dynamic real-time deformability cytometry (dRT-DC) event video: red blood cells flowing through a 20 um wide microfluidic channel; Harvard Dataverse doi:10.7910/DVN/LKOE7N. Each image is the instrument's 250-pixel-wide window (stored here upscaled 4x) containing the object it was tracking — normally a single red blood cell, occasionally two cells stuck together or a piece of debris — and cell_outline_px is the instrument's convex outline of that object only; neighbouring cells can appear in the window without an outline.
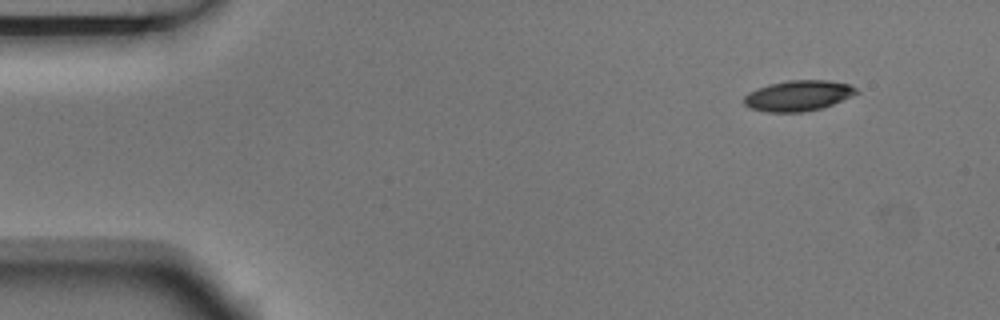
{"species": "Egyptian fruit bat (a non-hibernating species)", "species_latin": "Rousettus aegyptiacus", "temperature_condition": "room temperature", "stored_images_in_passage": 5, "segment_of_instrument_passage": [2, 2], "camera_frame_rate_fps": 3000, "um_per_image_px": 0.085, "animal": {"sex": "male"}, "frame": {"image": 1, "passage_image": 5, "time_ms": 1.333, "image_size_px": [1000, 320], "cell_outline_px": [[860, 92], [852, 96], [832, 104], [820, 108], [800, 112], [768, 112], [748, 108], [744, 104], [744, 96], [748, 92], [756, 88], [768, 84], [788, 80], [828, 80], [848, 84], [856, 88]], "centroid_in_image_um": [67.81, 8.12], "position_along_channel_um": 17.2, "area_um2": 20.06}}